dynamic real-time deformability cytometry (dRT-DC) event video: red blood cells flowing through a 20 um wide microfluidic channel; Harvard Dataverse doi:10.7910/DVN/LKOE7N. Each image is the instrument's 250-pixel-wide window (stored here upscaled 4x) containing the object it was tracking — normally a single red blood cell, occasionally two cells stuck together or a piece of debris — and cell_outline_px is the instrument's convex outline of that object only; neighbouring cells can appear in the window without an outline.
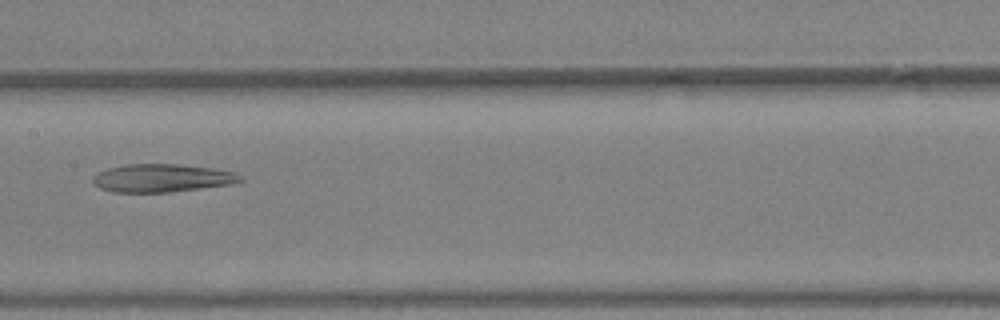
{"species": "Egyptian fruit bat (a non-hibernating species)", "species_latin": "Rousettus aegyptiacus", "temperature_condition": "warm", "stored_images_in_passage": 33, "camera_frame_rate_fps": 3000, "um_per_image_px": 0.085, "animal": {"sex": "female"}, "frame": {"image": 1, "passage_image": 13, "time_ms": 4.0, "image_size_px": [1000, 320], "cell_outline_px": [[244, 180], [228, 184], [200, 188], [168, 192], [112, 192], [100, 188], [92, 180], [92, 176], [108, 168], [128, 164], [176, 164], [212, 168], [232, 172], [244, 176]], "centroid_in_image_um": [13.75, 15.13], "position_along_channel_um": 193.6, "area_um2": 23.81}}
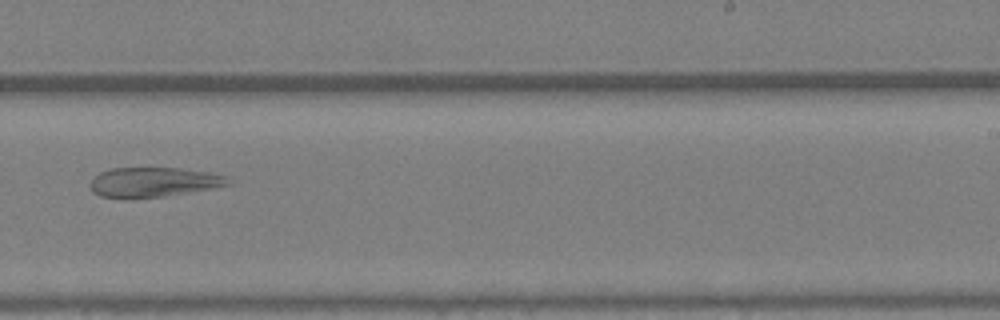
{"frame": {"image": 2, "passage_image": 18, "time_ms": 5.667, "image_size_px": [1000, 320], "cell_outline_px": [[236, 180], [232, 184], [212, 188], [164, 196], [124, 200], [100, 196], [92, 192], [92, 180], [100, 172], [112, 168], [180, 168], [208, 172], [224, 176]], "centroid_in_image_um": [13.07, 15.5], "position_along_channel_um": 275.9, "area_um2": 24.1}}
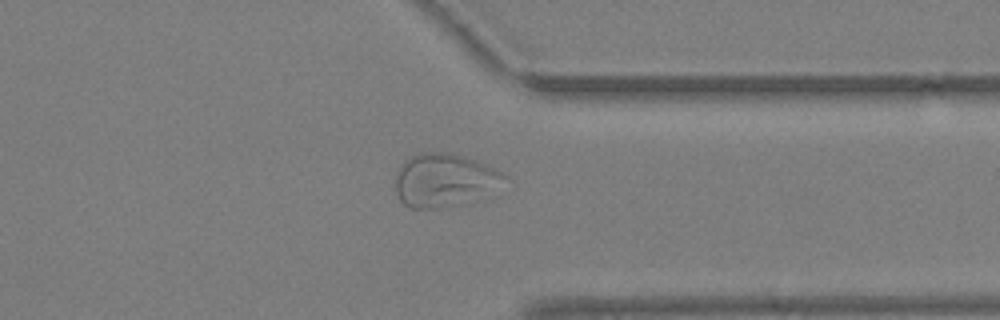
{"frame": {"image": 3, "passage_image": 24, "time_ms": 7.667, "image_size_px": [1000, 320], "cell_outline_px": [[508, 176], [472, 204], [436, 208], [408, 208], [400, 200], [396, 192], [396, 176], [400, 164], [404, 160], [412, 156], [428, 152], [452, 152], [476, 160], [504, 172]], "centroid_in_image_um": [37.75, 15.33], "position_along_channel_um": 373.6, "area_um2": 33.99}, "authors_computed_cell_mechanics": {"area_um2": 26.0678, "velocity_mm_per_s": 4.9552, "shape_relaxation_time_tau1_ms": null, "shape_relaxation_time_tau2_ms": 2.903, "deformation_change_tau1": null, "deformation_change_tau2": 0.1022}}